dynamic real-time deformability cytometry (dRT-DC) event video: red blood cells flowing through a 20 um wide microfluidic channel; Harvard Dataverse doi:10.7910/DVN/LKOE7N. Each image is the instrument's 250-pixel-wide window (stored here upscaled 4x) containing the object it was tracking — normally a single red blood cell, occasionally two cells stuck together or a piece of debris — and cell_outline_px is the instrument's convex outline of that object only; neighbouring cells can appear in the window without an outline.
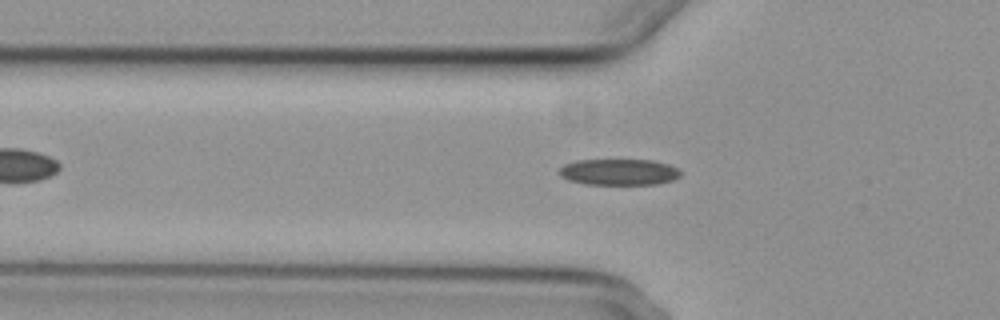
{"species": "common noctule bat (a hibernating species)", "species_latin": "Nyctalus noctula", "temperature_condition": "cold", "stored_images_in_passage": 47, "camera_frame_rate_fps": 3000, "um_per_image_px": 0.085, "animal": {"sex": "female", "body_mass_g": 29.2, "forearm_length_mm": 56.3}, "frame": {"image": 1, "passage_image": 12, "time_ms": 3.667, "image_size_px": [1000, 320], "cell_outline_px": [[680, 176], [672, 180], [656, 184], [584, 184], [568, 180], [560, 176], [560, 168], [564, 164], [576, 160], [652, 160], [668, 164], [676, 168], [680, 172]], "centroid_in_image_um": [52.58, 14.62], "position_along_channel_um": 73.2, "area_um2": 18.44}}
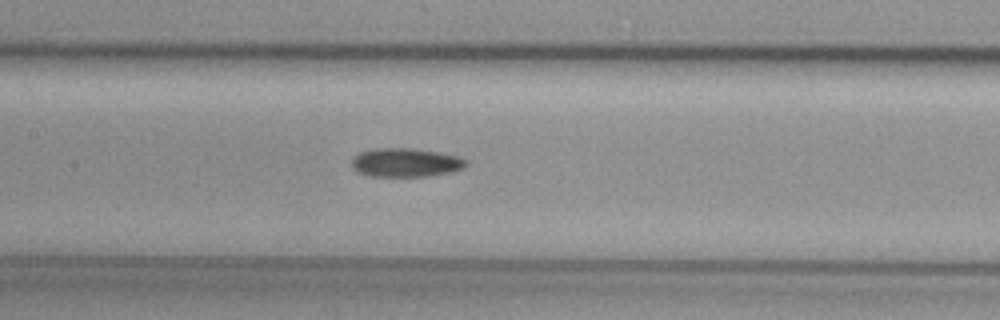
{"frame": {"image": 2, "passage_image": 20, "time_ms": 6.333, "image_size_px": [1000, 320], "cell_outline_px": [[468, 164], [464, 168], [452, 172], [428, 176], [372, 176], [356, 172], [352, 168], [352, 160], [360, 152], [376, 148], [412, 148], [436, 152], [456, 156], [468, 160]], "centroid_in_image_um": [34.49, 13.82], "position_along_channel_um": 172.9, "area_um2": 19.13}}
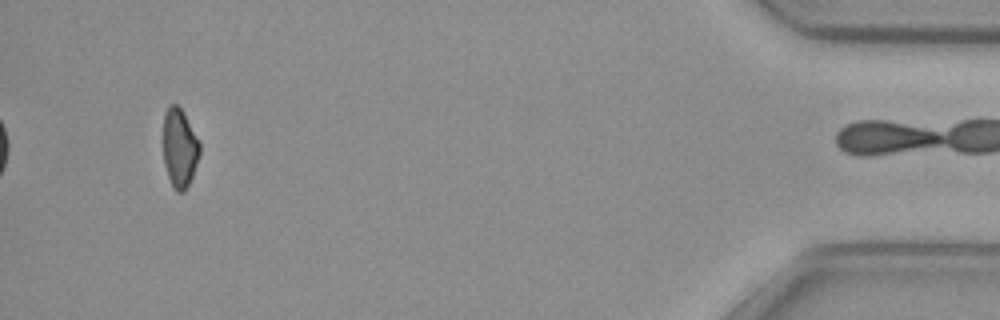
{"frame": {"image": 3, "passage_image": 46, "time_ms": 15.0, "image_size_px": [1000, 320], "cell_outline_px": [[200, 152], [192, 176], [184, 192], [176, 192], [172, 188], [164, 164], [164, 112], [168, 104], [176, 104], [184, 112], [200, 144]], "centroid_in_image_um": [15.25, 12.57], "position_along_channel_um": 419.9, "area_um2": 16.7}}